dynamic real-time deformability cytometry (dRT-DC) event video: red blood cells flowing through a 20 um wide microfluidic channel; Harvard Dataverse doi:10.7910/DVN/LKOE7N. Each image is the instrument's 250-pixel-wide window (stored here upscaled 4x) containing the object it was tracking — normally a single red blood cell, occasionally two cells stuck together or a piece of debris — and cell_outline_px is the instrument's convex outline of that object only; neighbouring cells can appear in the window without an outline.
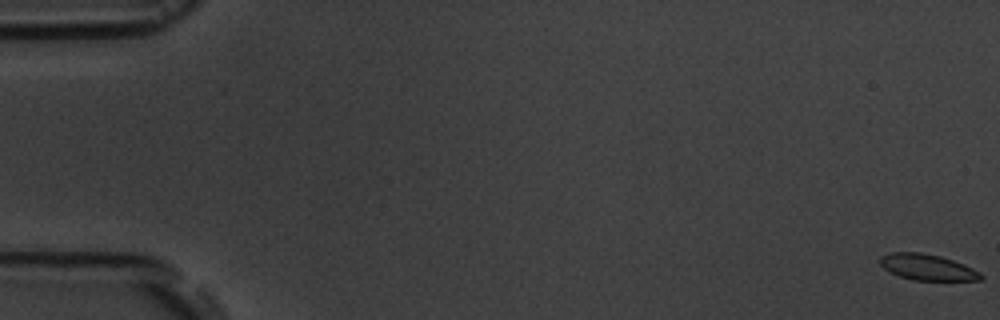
{"species": "common noctule bat (a hibernating species)", "species_latin": "Nyctalus noctula", "temperature_condition": "room temperature", "stored_images_in_passage": 5, "camera_frame_rate_fps": 3000, "um_per_image_px": 0.085, "animal": {"sex": "male", "body_mass_g": 19.5, "forearm_length_mm": 54.6}, "frame": {"image": 1, "passage_image": 1, "time_ms": 0.0, "image_size_px": [1000, 320], "cell_outline_px": [[984, 276], [980, 280], [912, 280], [900, 276], [884, 268], [880, 264], [880, 256], [892, 252], [920, 252], [940, 256], [964, 264], [980, 272]], "centroid_in_image_um": [78.83, 22.71], "position_along_channel_um": 6.2, "area_um2": 15.14}}
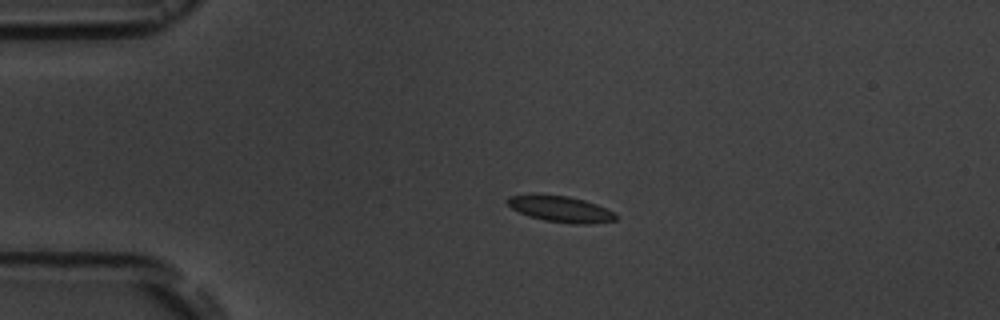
{"frame": {"image": 2, "passage_image": 4, "time_ms": 4.333, "image_size_px": [1000, 320], "cell_outline_px": [[616, 220], [592, 224], [576, 224], [544, 220], [528, 216], [512, 208], [504, 200], [508, 196], [528, 192], [536, 192], [568, 196], [584, 200], [596, 204], [616, 212]], "centroid_in_image_um": [47.59, 17.72], "position_along_channel_um": 37.4, "area_um2": 17.05}}